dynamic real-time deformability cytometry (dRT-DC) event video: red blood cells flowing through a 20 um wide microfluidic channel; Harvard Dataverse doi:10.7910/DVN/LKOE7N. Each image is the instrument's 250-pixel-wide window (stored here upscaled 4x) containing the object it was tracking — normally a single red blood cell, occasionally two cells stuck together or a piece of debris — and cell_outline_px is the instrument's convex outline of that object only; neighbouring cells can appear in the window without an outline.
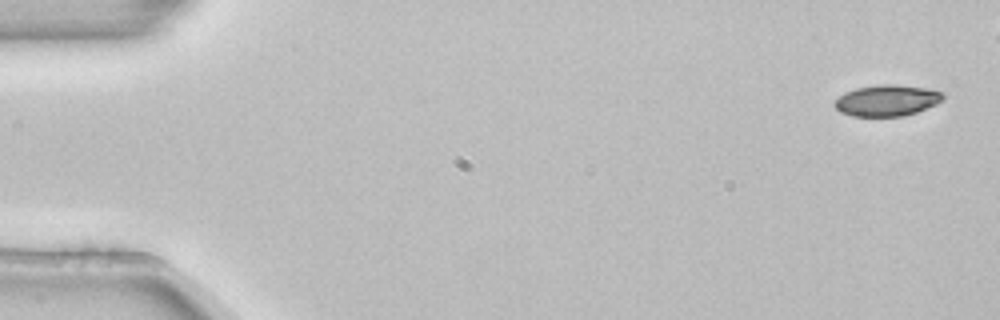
{"species": "common noctule bat (a hibernating species)", "species_latin": "Nyctalus noctula", "temperature_condition": "room temperature", "stored_images_in_passage": 4, "camera_frame_rate_fps": 3000, "um_per_image_px": 0.085, "animal": {"sex": "female", "body_mass_g": 22.7, "forearm_length_mm": 54.2}, "frame": {"image": 1, "passage_image": 1, "time_ms": 0.0, "image_size_px": [1000, 320], "cell_outline_px": [[944, 100], [936, 104], [916, 112], [904, 116], [852, 116], [840, 112], [832, 104], [844, 92], [856, 88], [880, 84], [896, 84], [928, 88], [944, 92]], "centroid_in_image_um": [75.4, 8.53], "position_along_channel_um": 9.6, "area_um2": 19.88}}